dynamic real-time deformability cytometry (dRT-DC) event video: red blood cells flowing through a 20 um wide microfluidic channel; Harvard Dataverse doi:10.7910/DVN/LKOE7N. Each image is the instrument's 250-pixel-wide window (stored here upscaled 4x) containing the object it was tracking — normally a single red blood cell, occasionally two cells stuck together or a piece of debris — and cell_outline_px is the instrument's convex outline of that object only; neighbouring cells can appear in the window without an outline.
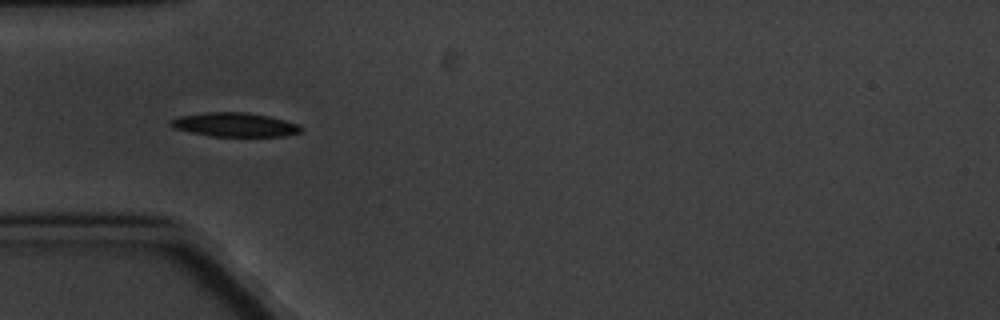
{"species": "common noctule bat (a hibernating species)", "species_latin": "Nyctalus noctula", "temperature_condition": "cold", "stored_images_in_passage": 6, "camera_frame_rate_fps": 3000, "um_per_image_px": 0.085, "animal": {"sex": "male", "body_mass_g": 20.1, "forearm_length_mm": 53.5}, "frame": {"image": 1, "passage_image": 4, "time_ms": 4.333, "image_size_px": [1000, 320], "cell_outline_px": [[304, 128], [300, 132], [284, 136], [212, 136], [172, 128], [168, 124], [168, 120], [180, 116], [204, 112], [248, 112], [268, 116], [300, 124]], "centroid_in_image_um": [19.94, 10.59], "position_along_channel_um": 65.1, "area_um2": 18.32}}
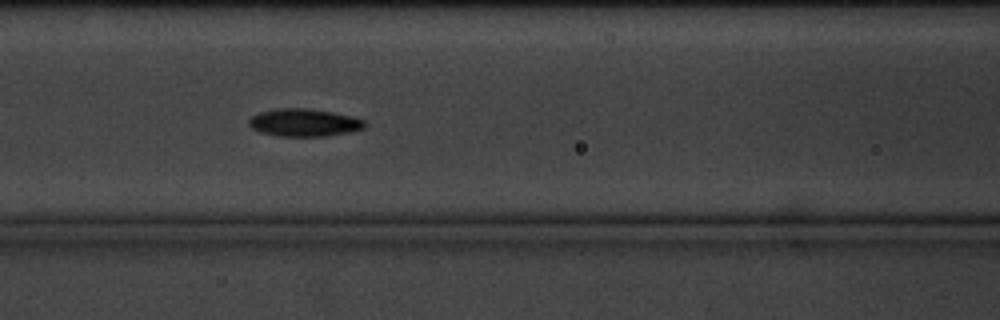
{"frame": {"image": 2, "passage_image": 6, "time_ms": 6.667, "image_size_px": [1000, 320], "cell_outline_px": [[364, 128], [348, 132], [328, 136], [276, 136], [260, 132], [252, 128], [248, 124], [248, 120], [252, 116], [260, 112], [276, 108], [304, 108], [332, 112], [352, 116], [364, 120]], "centroid_in_image_um": [25.81, 10.42], "position_along_channel_um": 140.8, "area_um2": 18.61}}